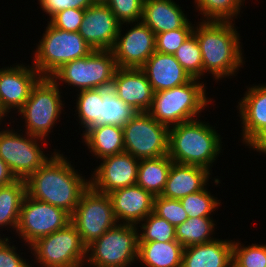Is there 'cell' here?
Listing matches in <instances>:
<instances>
[{
	"instance_id": "obj_20",
	"label": "cell",
	"mask_w": 266,
	"mask_h": 267,
	"mask_svg": "<svg viewBox=\"0 0 266 267\" xmlns=\"http://www.w3.org/2000/svg\"><path fill=\"white\" fill-rule=\"evenodd\" d=\"M244 97L237 103L245 147L266 127V83L246 86Z\"/></svg>"
},
{
	"instance_id": "obj_2",
	"label": "cell",
	"mask_w": 266,
	"mask_h": 267,
	"mask_svg": "<svg viewBox=\"0 0 266 267\" xmlns=\"http://www.w3.org/2000/svg\"><path fill=\"white\" fill-rule=\"evenodd\" d=\"M195 24L193 34L201 50L203 75L212 74L217 83L223 78L236 77L246 62L238 27L230 21L200 20Z\"/></svg>"
},
{
	"instance_id": "obj_36",
	"label": "cell",
	"mask_w": 266,
	"mask_h": 267,
	"mask_svg": "<svg viewBox=\"0 0 266 267\" xmlns=\"http://www.w3.org/2000/svg\"><path fill=\"white\" fill-rule=\"evenodd\" d=\"M233 241L232 267H266V244Z\"/></svg>"
},
{
	"instance_id": "obj_31",
	"label": "cell",
	"mask_w": 266,
	"mask_h": 267,
	"mask_svg": "<svg viewBox=\"0 0 266 267\" xmlns=\"http://www.w3.org/2000/svg\"><path fill=\"white\" fill-rule=\"evenodd\" d=\"M193 3L197 12L202 15L201 21H230L235 23L240 12L243 13L241 8H243L245 0H194Z\"/></svg>"
},
{
	"instance_id": "obj_16",
	"label": "cell",
	"mask_w": 266,
	"mask_h": 267,
	"mask_svg": "<svg viewBox=\"0 0 266 267\" xmlns=\"http://www.w3.org/2000/svg\"><path fill=\"white\" fill-rule=\"evenodd\" d=\"M12 66V67H11ZM41 78L37 69L16 63L0 68V106L9 115L18 112L29 98L31 88ZM17 110V111H15Z\"/></svg>"
},
{
	"instance_id": "obj_21",
	"label": "cell",
	"mask_w": 266,
	"mask_h": 267,
	"mask_svg": "<svg viewBox=\"0 0 266 267\" xmlns=\"http://www.w3.org/2000/svg\"><path fill=\"white\" fill-rule=\"evenodd\" d=\"M141 69L155 92L186 84L192 78L172 54L155 51Z\"/></svg>"
},
{
	"instance_id": "obj_44",
	"label": "cell",
	"mask_w": 266,
	"mask_h": 267,
	"mask_svg": "<svg viewBox=\"0 0 266 267\" xmlns=\"http://www.w3.org/2000/svg\"><path fill=\"white\" fill-rule=\"evenodd\" d=\"M16 177L10 171L8 165L0 158V186H6L13 183Z\"/></svg>"
},
{
	"instance_id": "obj_13",
	"label": "cell",
	"mask_w": 266,
	"mask_h": 267,
	"mask_svg": "<svg viewBox=\"0 0 266 267\" xmlns=\"http://www.w3.org/2000/svg\"><path fill=\"white\" fill-rule=\"evenodd\" d=\"M70 222L71 215L65 210L26 194L15 233L25 246L30 247L38 239L63 229Z\"/></svg>"
},
{
	"instance_id": "obj_8",
	"label": "cell",
	"mask_w": 266,
	"mask_h": 267,
	"mask_svg": "<svg viewBox=\"0 0 266 267\" xmlns=\"http://www.w3.org/2000/svg\"><path fill=\"white\" fill-rule=\"evenodd\" d=\"M116 69L112 50H93L86 57L64 64L50 78L56 83L60 82L61 86L67 83L76 92L109 88L112 87Z\"/></svg>"
},
{
	"instance_id": "obj_43",
	"label": "cell",
	"mask_w": 266,
	"mask_h": 267,
	"mask_svg": "<svg viewBox=\"0 0 266 267\" xmlns=\"http://www.w3.org/2000/svg\"><path fill=\"white\" fill-rule=\"evenodd\" d=\"M247 147L250 148V150H256L260 155H266V127L247 145Z\"/></svg>"
},
{
	"instance_id": "obj_6",
	"label": "cell",
	"mask_w": 266,
	"mask_h": 267,
	"mask_svg": "<svg viewBox=\"0 0 266 267\" xmlns=\"http://www.w3.org/2000/svg\"><path fill=\"white\" fill-rule=\"evenodd\" d=\"M46 25L31 62L41 77H51L64 64L86 57L93 51L79 32Z\"/></svg>"
},
{
	"instance_id": "obj_14",
	"label": "cell",
	"mask_w": 266,
	"mask_h": 267,
	"mask_svg": "<svg viewBox=\"0 0 266 267\" xmlns=\"http://www.w3.org/2000/svg\"><path fill=\"white\" fill-rule=\"evenodd\" d=\"M123 25L125 24L120 25L115 44L111 49L116 65L120 68H141L156 51V35L142 21L126 23V27L129 25L131 27L126 31Z\"/></svg>"
},
{
	"instance_id": "obj_24",
	"label": "cell",
	"mask_w": 266,
	"mask_h": 267,
	"mask_svg": "<svg viewBox=\"0 0 266 267\" xmlns=\"http://www.w3.org/2000/svg\"><path fill=\"white\" fill-rule=\"evenodd\" d=\"M182 8L173 0H144L141 21L155 35L182 28L190 21Z\"/></svg>"
},
{
	"instance_id": "obj_26",
	"label": "cell",
	"mask_w": 266,
	"mask_h": 267,
	"mask_svg": "<svg viewBox=\"0 0 266 267\" xmlns=\"http://www.w3.org/2000/svg\"><path fill=\"white\" fill-rule=\"evenodd\" d=\"M183 249L177 241L139 242L137 261L145 267H182Z\"/></svg>"
},
{
	"instance_id": "obj_7",
	"label": "cell",
	"mask_w": 266,
	"mask_h": 267,
	"mask_svg": "<svg viewBox=\"0 0 266 267\" xmlns=\"http://www.w3.org/2000/svg\"><path fill=\"white\" fill-rule=\"evenodd\" d=\"M138 248V226L118 223L86 247L83 266L130 267L137 261Z\"/></svg>"
},
{
	"instance_id": "obj_46",
	"label": "cell",
	"mask_w": 266,
	"mask_h": 267,
	"mask_svg": "<svg viewBox=\"0 0 266 267\" xmlns=\"http://www.w3.org/2000/svg\"><path fill=\"white\" fill-rule=\"evenodd\" d=\"M93 4H106L107 0H92Z\"/></svg>"
},
{
	"instance_id": "obj_34",
	"label": "cell",
	"mask_w": 266,
	"mask_h": 267,
	"mask_svg": "<svg viewBox=\"0 0 266 267\" xmlns=\"http://www.w3.org/2000/svg\"><path fill=\"white\" fill-rule=\"evenodd\" d=\"M139 242H168L176 241L175 227L151 212L139 223Z\"/></svg>"
},
{
	"instance_id": "obj_39",
	"label": "cell",
	"mask_w": 266,
	"mask_h": 267,
	"mask_svg": "<svg viewBox=\"0 0 266 267\" xmlns=\"http://www.w3.org/2000/svg\"><path fill=\"white\" fill-rule=\"evenodd\" d=\"M195 24L189 21L182 28L156 34V51L174 54L181 44L193 33Z\"/></svg>"
},
{
	"instance_id": "obj_15",
	"label": "cell",
	"mask_w": 266,
	"mask_h": 267,
	"mask_svg": "<svg viewBox=\"0 0 266 267\" xmlns=\"http://www.w3.org/2000/svg\"><path fill=\"white\" fill-rule=\"evenodd\" d=\"M140 159L127 152L102 158L89 177L90 186L100 192L109 194L114 190L132 186L137 183Z\"/></svg>"
},
{
	"instance_id": "obj_37",
	"label": "cell",
	"mask_w": 266,
	"mask_h": 267,
	"mask_svg": "<svg viewBox=\"0 0 266 267\" xmlns=\"http://www.w3.org/2000/svg\"><path fill=\"white\" fill-rule=\"evenodd\" d=\"M153 212L159 217L164 218L174 227H177L189 218L179 199L162 196L154 197Z\"/></svg>"
},
{
	"instance_id": "obj_3",
	"label": "cell",
	"mask_w": 266,
	"mask_h": 267,
	"mask_svg": "<svg viewBox=\"0 0 266 267\" xmlns=\"http://www.w3.org/2000/svg\"><path fill=\"white\" fill-rule=\"evenodd\" d=\"M216 126L194 119L169 127L168 156L175 163L197 165L212 172L222 153V138Z\"/></svg>"
},
{
	"instance_id": "obj_25",
	"label": "cell",
	"mask_w": 266,
	"mask_h": 267,
	"mask_svg": "<svg viewBox=\"0 0 266 267\" xmlns=\"http://www.w3.org/2000/svg\"><path fill=\"white\" fill-rule=\"evenodd\" d=\"M94 159H102L124 152L123 128L118 125L97 124L81 134Z\"/></svg>"
},
{
	"instance_id": "obj_42",
	"label": "cell",
	"mask_w": 266,
	"mask_h": 267,
	"mask_svg": "<svg viewBox=\"0 0 266 267\" xmlns=\"http://www.w3.org/2000/svg\"><path fill=\"white\" fill-rule=\"evenodd\" d=\"M41 10L49 19L60 11L68 8L83 9L93 5L92 0H38Z\"/></svg>"
},
{
	"instance_id": "obj_33",
	"label": "cell",
	"mask_w": 266,
	"mask_h": 267,
	"mask_svg": "<svg viewBox=\"0 0 266 267\" xmlns=\"http://www.w3.org/2000/svg\"><path fill=\"white\" fill-rule=\"evenodd\" d=\"M191 78L203 80V61L196 36L192 33L173 54ZM203 79H202V78Z\"/></svg>"
},
{
	"instance_id": "obj_41",
	"label": "cell",
	"mask_w": 266,
	"mask_h": 267,
	"mask_svg": "<svg viewBox=\"0 0 266 267\" xmlns=\"http://www.w3.org/2000/svg\"><path fill=\"white\" fill-rule=\"evenodd\" d=\"M3 236L0 238V267H32L29 259L23 257V252L18 253V248L14 244L11 245V236L5 237V234Z\"/></svg>"
},
{
	"instance_id": "obj_4",
	"label": "cell",
	"mask_w": 266,
	"mask_h": 267,
	"mask_svg": "<svg viewBox=\"0 0 266 267\" xmlns=\"http://www.w3.org/2000/svg\"><path fill=\"white\" fill-rule=\"evenodd\" d=\"M206 91L204 81L192 78L184 85L155 92L147 112L168 127L201 118V112L214 103Z\"/></svg>"
},
{
	"instance_id": "obj_45",
	"label": "cell",
	"mask_w": 266,
	"mask_h": 267,
	"mask_svg": "<svg viewBox=\"0 0 266 267\" xmlns=\"http://www.w3.org/2000/svg\"><path fill=\"white\" fill-rule=\"evenodd\" d=\"M7 114L1 109V106H0V124H3L2 122H3V119H5L6 120V118H7ZM6 117V118H5Z\"/></svg>"
},
{
	"instance_id": "obj_22",
	"label": "cell",
	"mask_w": 266,
	"mask_h": 267,
	"mask_svg": "<svg viewBox=\"0 0 266 267\" xmlns=\"http://www.w3.org/2000/svg\"><path fill=\"white\" fill-rule=\"evenodd\" d=\"M212 172L207 168L172 162L162 197L181 199L209 185ZM211 175V176H210Z\"/></svg>"
},
{
	"instance_id": "obj_29",
	"label": "cell",
	"mask_w": 266,
	"mask_h": 267,
	"mask_svg": "<svg viewBox=\"0 0 266 267\" xmlns=\"http://www.w3.org/2000/svg\"><path fill=\"white\" fill-rule=\"evenodd\" d=\"M216 220L212 217L188 218L185 222L175 227L176 241L184 248L203 244L215 240Z\"/></svg>"
},
{
	"instance_id": "obj_5",
	"label": "cell",
	"mask_w": 266,
	"mask_h": 267,
	"mask_svg": "<svg viewBox=\"0 0 266 267\" xmlns=\"http://www.w3.org/2000/svg\"><path fill=\"white\" fill-rule=\"evenodd\" d=\"M62 93L60 83H56L50 77H41L37 81L31 88L28 100L16 113L24 119L23 129L25 127L26 133L47 139L55 124L61 121L65 106Z\"/></svg>"
},
{
	"instance_id": "obj_11",
	"label": "cell",
	"mask_w": 266,
	"mask_h": 267,
	"mask_svg": "<svg viewBox=\"0 0 266 267\" xmlns=\"http://www.w3.org/2000/svg\"><path fill=\"white\" fill-rule=\"evenodd\" d=\"M122 128L124 152L138 159L168 155L169 127L148 112H137Z\"/></svg>"
},
{
	"instance_id": "obj_12",
	"label": "cell",
	"mask_w": 266,
	"mask_h": 267,
	"mask_svg": "<svg viewBox=\"0 0 266 267\" xmlns=\"http://www.w3.org/2000/svg\"><path fill=\"white\" fill-rule=\"evenodd\" d=\"M71 223L87 247L107 230L118 224L108 194L89 186L81 195L79 204L71 215Z\"/></svg>"
},
{
	"instance_id": "obj_9",
	"label": "cell",
	"mask_w": 266,
	"mask_h": 267,
	"mask_svg": "<svg viewBox=\"0 0 266 267\" xmlns=\"http://www.w3.org/2000/svg\"><path fill=\"white\" fill-rule=\"evenodd\" d=\"M0 130V158L16 179L26 180L50 158L51 155L46 154L42 148L48 143L47 140L32 136L21 128L7 127Z\"/></svg>"
},
{
	"instance_id": "obj_35",
	"label": "cell",
	"mask_w": 266,
	"mask_h": 267,
	"mask_svg": "<svg viewBox=\"0 0 266 267\" xmlns=\"http://www.w3.org/2000/svg\"><path fill=\"white\" fill-rule=\"evenodd\" d=\"M208 190L206 186L203 190L180 199L189 218L213 217L214 211L222 206L221 201Z\"/></svg>"
},
{
	"instance_id": "obj_28",
	"label": "cell",
	"mask_w": 266,
	"mask_h": 267,
	"mask_svg": "<svg viewBox=\"0 0 266 267\" xmlns=\"http://www.w3.org/2000/svg\"><path fill=\"white\" fill-rule=\"evenodd\" d=\"M26 196V183L17 179L13 183L0 186V228L16 231L22 202ZM7 227V228H6ZM0 238L2 235L0 234Z\"/></svg>"
},
{
	"instance_id": "obj_27",
	"label": "cell",
	"mask_w": 266,
	"mask_h": 267,
	"mask_svg": "<svg viewBox=\"0 0 266 267\" xmlns=\"http://www.w3.org/2000/svg\"><path fill=\"white\" fill-rule=\"evenodd\" d=\"M172 162L168 155L159 158L140 159L136 184L150 192L154 197L161 196Z\"/></svg>"
},
{
	"instance_id": "obj_23",
	"label": "cell",
	"mask_w": 266,
	"mask_h": 267,
	"mask_svg": "<svg viewBox=\"0 0 266 267\" xmlns=\"http://www.w3.org/2000/svg\"><path fill=\"white\" fill-rule=\"evenodd\" d=\"M233 240L221 239L183 249L182 267H232Z\"/></svg>"
},
{
	"instance_id": "obj_18",
	"label": "cell",
	"mask_w": 266,
	"mask_h": 267,
	"mask_svg": "<svg viewBox=\"0 0 266 267\" xmlns=\"http://www.w3.org/2000/svg\"><path fill=\"white\" fill-rule=\"evenodd\" d=\"M112 88L118 98L136 112H147L149 110L154 91L141 68L117 67Z\"/></svg>"
},
{
	"instance_id": "obj_38",
	"label": "cell",
	"mask_w": 266,
	"mask_h": 267,
	"mask_svg": "<svg viewBox=\"0 0 266 267\" xmlns=\"http://www.w3.org/2000/svg\"><path fill=\"white\" fill-rule=\"evenodd\" d=\"M144 0H107L110 8L120 24L137 23L143 17Z\"/></svg>"
},
{
	"instance_id": "obj_1",
	"label": "cell",
	"mask_w": 266,
	"mask_h": 267,
	"mask_svg": "<svg viewBox=\"0 0 266 267\" xmlns=\"http://www.w3.org/2000/svg\"><path fill=\"white\" fill-rule=\"evenodd\" d=\"M60 151H50V158L25 180L26 194L72 215L90 182Z\"/></svg>"
},
{
	"instance_id": "obj_40",
	"label": "cell",
	"mask_w": 266,
	"mask_h": 267,
	"mask_svg": "<svg viewBox=\"0 0 266 267\" xmlns=\"http://www.w3.org/2000/svg\"><path fill=\"white\" fill-rule=\"evenodd\" d=\"M83 17V9L68 8L53 15L47 22L58 29L69 32H79Z\"/></svg>"
},
{
	"instance_id": "obj_19",
	"label": "cell",
	"mask_w": 266,
	"mask_h": 267,
	"mask_svg": "<svg viewBox=\"0 0 266 267\" xmlns=\"http://www.w3.org/2000/svg\"><path fill=\"white\" fill-rule=\"evenodd\" d=\"M108 196L120 224L138 226L153 212L154 196L137 184L114 190Z\"/></svg>"
},
{
	"instance_id": "obj_30",
	"label": "cell",
	"mask_w": 266,
	"mask_h": 267,
	"mask_svg": "<svg viewBox=\"0 0 266 267\" xmlns=\"http://www.w3.org/2000/svg\"><path fill=\"white\" fill-rule=\"evenodd\" d=\"M79 93V94H78ZM76 94V120L82 127L83 133L90 127L101 124L102 88L81 90Z\"/></svg>"
},
{
	"instance_id": "obj_32",
	"label": "cell",
	"mask_w": 266,
	"mask_h": 267,
	"mask_svg": "<svg viewBox=\"0 0 266 267\" xmlns=\"http://www.w3.org/2000/svg\"><path fill=\"white\" fill-rule=\"evenodd\" d=\"M136 113L118 98L112 87L102 88L101 124L123 127Z\"/></svg>"
},
{
	"instance_id": "obj_17",
	"label": "cell",
	"mask_w": 266,
	"mask_h": 267,
	"mask_svg": "<svg viewBox=\"0 0 266 267\" xmlns=\"http://www.w3.org/2000/svg\"><path fill=\"white\" fill-rule=\"evenodd\" d=\"M120 25L106 4H93L84 10L79 34L93 50H111Z\"/></svg>"
},
{
	"instance_id": "obj_10",
	"label": "cell",
	"mask_w": 266,
	"mask_h": 267,
	"mask_svg": "<svg viewBox=\"0 0 266 267\" xmlns=\"http://www.w3.org/2000/svg\"><path fill=\"white\" fill-rule=\"evenodd\" d=\"M31 254L40 267H83L86 246L76 227L70 222L66 227L46 235L30 247Z\"/></svg>"
}]
</instances>
